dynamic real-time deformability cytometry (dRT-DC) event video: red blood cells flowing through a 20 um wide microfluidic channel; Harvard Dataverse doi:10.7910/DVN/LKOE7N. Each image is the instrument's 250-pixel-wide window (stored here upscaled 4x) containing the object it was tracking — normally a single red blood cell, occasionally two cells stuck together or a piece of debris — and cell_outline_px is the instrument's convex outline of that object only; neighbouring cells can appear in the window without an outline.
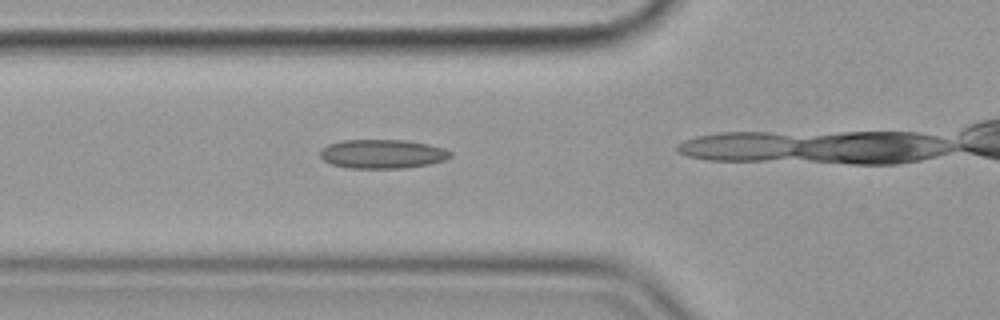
{"species": "common noctule bat (a hibernating species)", "species_latin": "Nyctalus noctula", "temperature_condition": "cold", "stored_images_in_passage": 29, "camera_frame_rate_fps": 3000, "um_per_image_px": 0.085, "animal": {"sex": "female", "body_mass_g": 19.9}, "frame": {"image": 1, "passage_image": 9, "time_ms": 2.667, "image_size_px": [1000, 320], "cell_outline_px": [[452, 156], [444, 160], [428, 164], [404, 168], [348, 168], [332, 164], [324, 160], [320, 156], [320, 148], [328, 144], [340, 140], [404, 140], [428, 144], [444, 148], [452, 152]], "centroid_in_image_um": [32.48, 13.08], "position_along_channel_um": 93.3, "area_um2": 22.08}}